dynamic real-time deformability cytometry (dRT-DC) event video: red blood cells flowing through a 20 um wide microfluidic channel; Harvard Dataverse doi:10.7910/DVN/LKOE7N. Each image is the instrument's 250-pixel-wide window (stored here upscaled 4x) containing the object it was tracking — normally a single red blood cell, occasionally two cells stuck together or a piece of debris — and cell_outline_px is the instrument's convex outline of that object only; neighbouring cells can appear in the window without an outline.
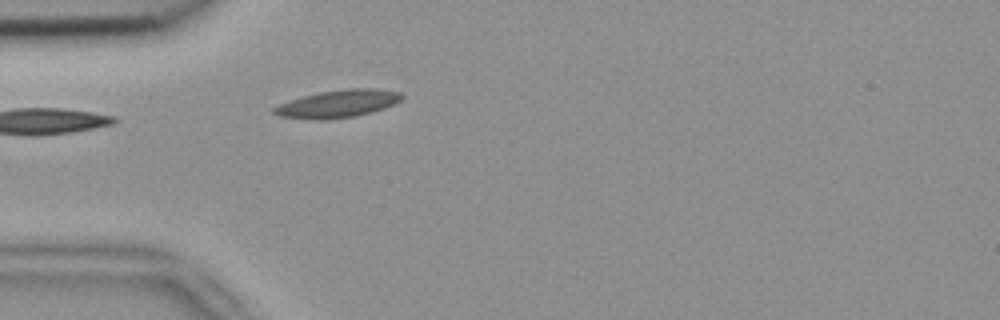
{"species": "common noctule bat (a hibernating species)", "species_latin": "Nyctalus noctula", "temperature_condition": "room temperature", "stored_images_in_passage": 11, "camera_frame_rate_fps": 3000, "um_per_image_px": 0.085, "animal": {"sex": "female", "body_mass_g": 18.4}, "frame": {"image": 1, "passage_image": 1, "time_ms": 0.0, "image_size_px": [1000, 320], "cell_outline_px": [[404, 96], [396, 104], [372, 112], [356, 116], [328, 120], [320, 120], [280, 116], [272, 112], [272, 108], [288, 100], [320, 92], [344, 88], [372, 88], [400, 92]], "centroid_in_image_um": [28.74, 8.82], "position_along_channel_um": 56.3, "area_um2": 20.63}}